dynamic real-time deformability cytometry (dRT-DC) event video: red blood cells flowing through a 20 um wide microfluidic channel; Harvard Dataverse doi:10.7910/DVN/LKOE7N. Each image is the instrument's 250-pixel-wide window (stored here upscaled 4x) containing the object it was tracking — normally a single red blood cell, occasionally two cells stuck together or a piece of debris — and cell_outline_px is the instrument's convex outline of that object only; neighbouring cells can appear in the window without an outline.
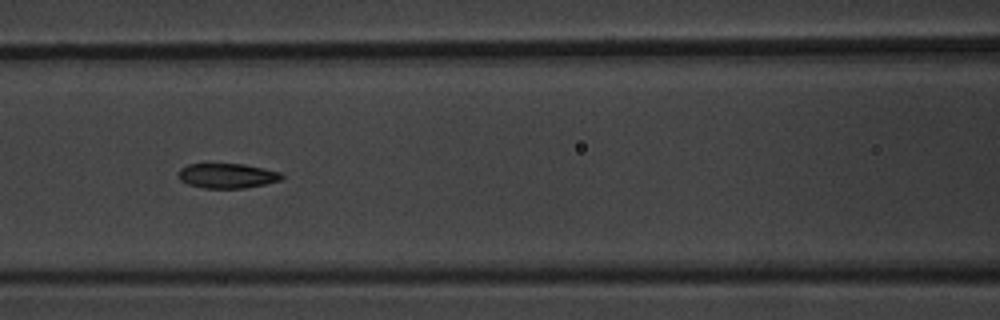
{"species": "common noctule bat (a hibernating species)", "species_latin": "Nyctalus noctula", "temperature_condition": "warm", "stored_images_in_passage": 11, "camera_frame_rate_fps": 3000, "um_per_image_px": 0.085, "animal": {"sex": "male", "body_mass_g": 20.1, "forearm_length_mm": 53.5}, "frame": {"image": 1, "passage_image": 4, "time_ms": 3.333, "image_size_px": [1000, 320], "cell_outline_px": [[284, 176], [280, 180], [264, 184], [244, 188], [204, 188], [188, 184], [180, 180], [180, 168], [188, 164], [244, 164], [264, 168], [280, 172]], "centroid_in_image_um": [19.32, 14.94], "position_along_channel_um": 147.3, "area_um2": 14.8}}
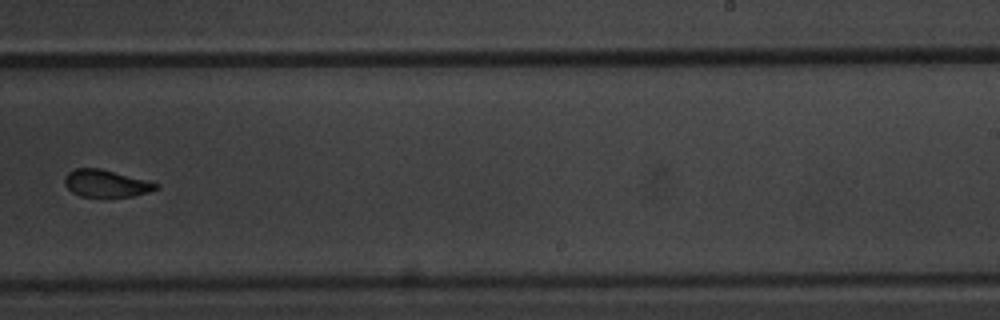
{"frame": {"image": 2, "passage_image": 7, "time_ms": 7.0, "image_size_px": [1000, 320], "cell_outline_px": [[160, 188], [148, 192], [132, 196], [80, 196], [72, 192], [64, 184], [64, 176], [68, 172], [76, 168], [100, 168], [160, 184]], "centroid_in_image_um": [8.99, 15.58], "position_along_channel_um": 280.0, "area_um2": 14.33}}
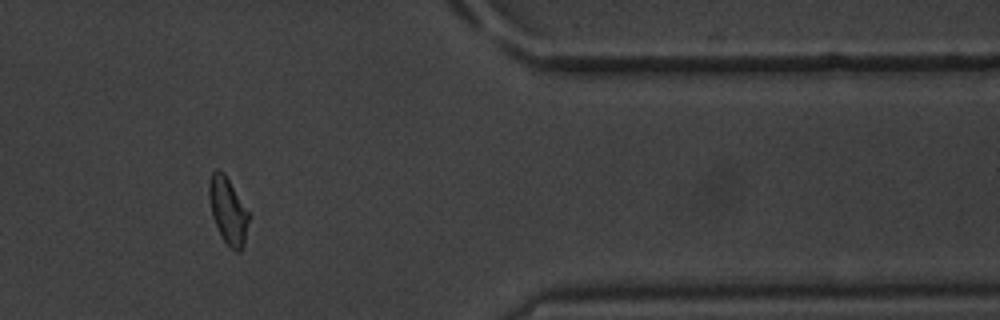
{"frame": {"image": 3, "passage_image": 10, "time_ms": 10.667, "image_size_px": [1000, 320], "cell_outline_px": [[252, 216], [244, 244], [240, 252], [236, 252], [224, 240], [212, 216], [208, 196], [208, 184], [212, 172], [216, 168], [224, 172]], "centroid_in_image_um": [19.41, 17.89], "position_along_channel_um": 392.0, "area_um2": 15.66}, "authors_computed_cell_mechanics": {"area_um2": 15.3748, "velocity_mm_per_s": 3.6355, "shape_relaxation_time_tau1_ms": null, "shape_relaxation_time_tau2_ms": 1.8109, "deformation_change_tau1": null, "deformation_change_tau2": 0.0859}}